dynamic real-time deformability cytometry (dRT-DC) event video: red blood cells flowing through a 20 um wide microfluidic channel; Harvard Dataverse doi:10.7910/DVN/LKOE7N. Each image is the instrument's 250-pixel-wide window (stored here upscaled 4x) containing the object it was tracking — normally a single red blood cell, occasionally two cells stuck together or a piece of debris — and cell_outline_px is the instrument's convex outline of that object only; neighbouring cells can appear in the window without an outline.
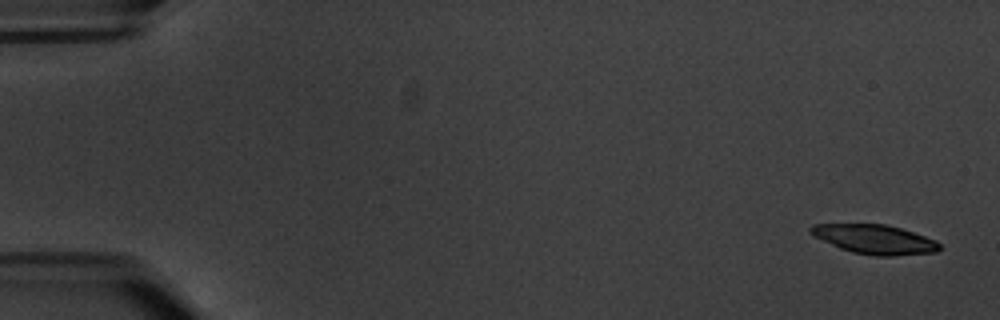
{"species": "common noctule bat (a hibernating species)", "species_latin": "Nyctalus noctula", "temperature_condition": "warm", "stored_images_in_passage": 6, "camera_frame_rate_fps": 3000, "um_per_image_px": 0.085, "animal": {"sex": "male", "body_mass_g": 20.1, "forearm_length_mm": 53.5}, "frame": {"image": 1, "passage_image": 1, "time_ms": 0.0, "image_size_px": [1000, 320], "cell_outline_px": [[944, 248], [936, 252], [892, 256], [876, 256], [852, 252], [840, 248], [812, 236], [808, 232], [808, 228], [812, 224], [888, 224], [936, 240]], "centroid_in_image_um": [74.33, 20.34], "position_along_channel_um": 10.7, "area_um2": 22.14}}
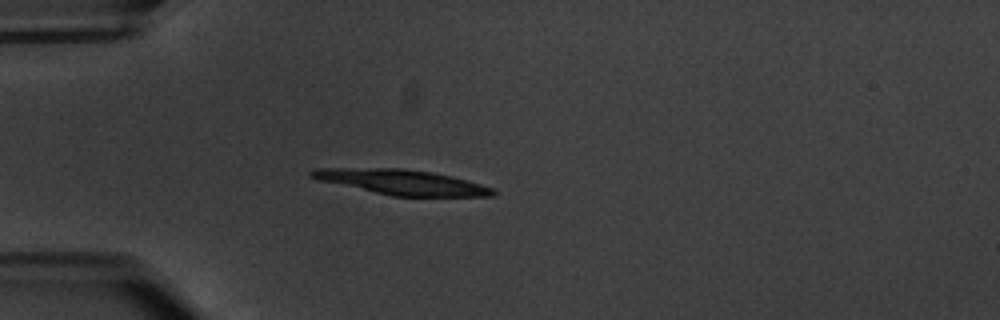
{"frame": {"image": 2, "passage_image": 5, "time_ms": 5.0, "image_size_px": [1000, 320], "cell_outline_px": [[496, 192], [492, 196], [392, 196], [316, 180], [308, 176], [308, 172], [312, 168], [404, 168], [432, 172], [452, 176], [480, 184], [492, 188]], "centroid_in_image_um": [34.07, 15.47], "position_along_channel_um": 50.9, "area_um2": 26.59}}